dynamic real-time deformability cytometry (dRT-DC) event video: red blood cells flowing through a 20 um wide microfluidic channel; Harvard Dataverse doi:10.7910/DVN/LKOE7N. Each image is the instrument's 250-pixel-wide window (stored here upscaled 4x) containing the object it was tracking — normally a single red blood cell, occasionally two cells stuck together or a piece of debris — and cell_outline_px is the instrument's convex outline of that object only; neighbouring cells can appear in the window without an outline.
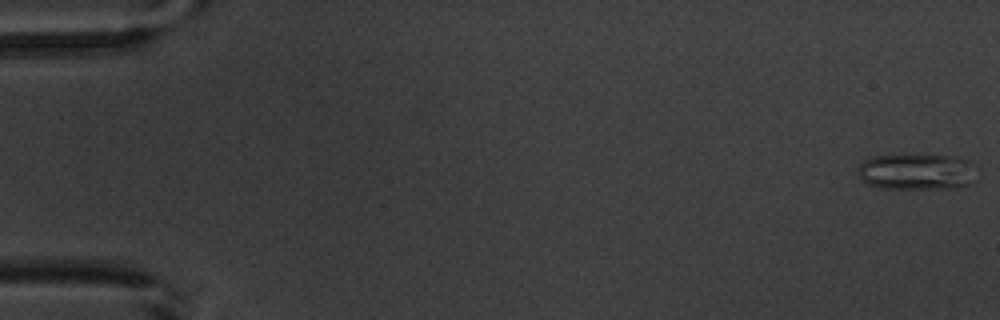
{"species": "common noctule bat (a hibernating species)", "species_latin": "Nyctalus noctula", "temperature_condition": "warm", "stored_images_in_passage": 6, "camera_frame_rate_fps": 3000, "um_per_image_px": 0.085, "animal": {"sex": "male", "body_mass_g": 20.1, "forearm_length_mm": 53.5}, "frame": {"image": 1, "passage_image": 1, "time_ms": 0.0, "image_size_px": [1000, 320], "cell_outline_px": [[980, 180], [972, 184], [952, 188], [884, 188], [868, 184], [860, 180], [856, 172], [856, 168], [864, 160], [872, 156], [952, 156], [968, 160], [972, 164]], "centroid_in_image_um": [77.95, 14.62], "position_along_channel_um": 7.1, "area_um2": 25.2}}